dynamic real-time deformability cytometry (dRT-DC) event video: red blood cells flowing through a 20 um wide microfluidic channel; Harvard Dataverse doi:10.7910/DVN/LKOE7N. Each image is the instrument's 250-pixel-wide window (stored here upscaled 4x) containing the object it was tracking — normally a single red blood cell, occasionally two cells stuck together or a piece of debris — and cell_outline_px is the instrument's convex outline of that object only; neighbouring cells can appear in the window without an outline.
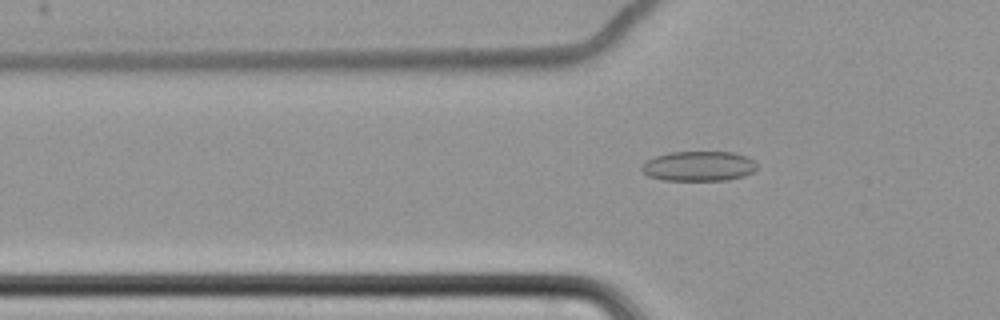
{"species": "common noctule bat (a hibernating species)", "species_latin": "Nyctalus noctula", "temperature_condition": "cold", "stored_images_in_passage": 62, "camera_frame_rate_fps": 3000, "um_per_image_px": 0.085, "animal": {"sex": "female", "body_mass_g": 22.7, "forearm_length_mm": 54.2}, "frame": {"image": 1, "passage_image": 23, "time_ms": 7.333, "image_size_px": [1000, 320], "cell_outline_px": [[756, 168], [752, 172], [744, 176], [728, 180], [664, 180], [648, 176], [640, 168], [648, 160], [656, 156], [668, 152], [732, 152], [744, 156], [752, 160], [756, 164]], "centroid_in_image_um": [59.38, 14.12], "position_along_channel_um": 66.4, "area_um2": 19.88}}
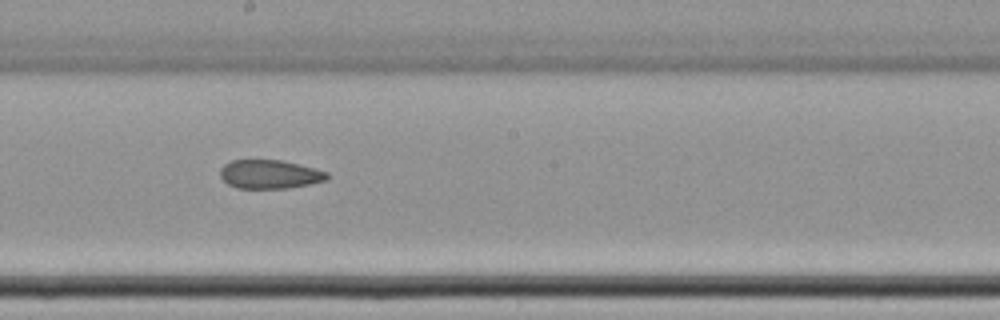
{"frame": {"image": 2, "passage_image": 37, "time_ms": 12.0, "image_size_px": [1000, 320], "cell_outline_px": [[328, 180], [288, 188], [236, 188], [228, 184], [220, 176], [220, 168], [224, 164], [232, 160], [280, 160], [316, 168], [328, 172]], "centroid_in_image_um": [22.92, 14.81], "position_along_channel_um": 225.3, "area_um2": 17.92}}
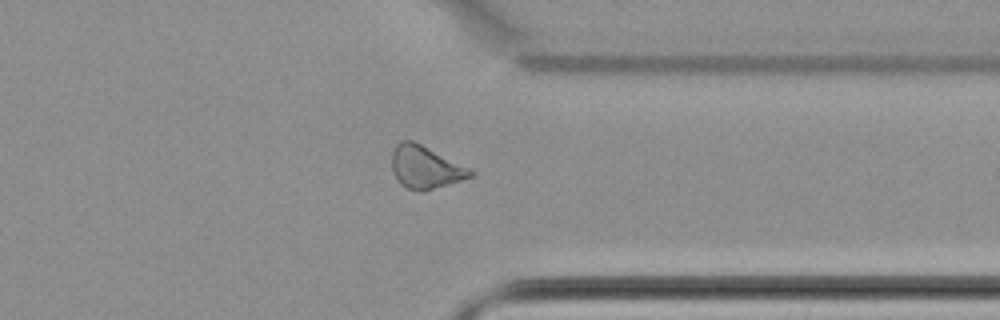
{"frame": {"image": 3, "passage_image": 50, "time_ms": 16.333, "image_size_px": [1000, 320], "cell_outline_px": [[476, 172], [472, 176], [424, 192], [416, 192], [400, 184], [392, 172], [392, 152], [396, 144], [400, 140], [412, 140]], "centroid_in_image_um": [36.1, 14.23], "position_along_channel_um": 375.3, "area_um2": 19.31}, "authors_computed_cell_mechanics": {"area_um2": 20.1144, "velocity_mm_per_s": 3.4848, "shape_relaxation_time_tau1_ms": null, "shape_relaxation_time_tau2_ms": 4.8804, "deformation_change_tau1": null, "deformation_change_tau2": 0.1092}}